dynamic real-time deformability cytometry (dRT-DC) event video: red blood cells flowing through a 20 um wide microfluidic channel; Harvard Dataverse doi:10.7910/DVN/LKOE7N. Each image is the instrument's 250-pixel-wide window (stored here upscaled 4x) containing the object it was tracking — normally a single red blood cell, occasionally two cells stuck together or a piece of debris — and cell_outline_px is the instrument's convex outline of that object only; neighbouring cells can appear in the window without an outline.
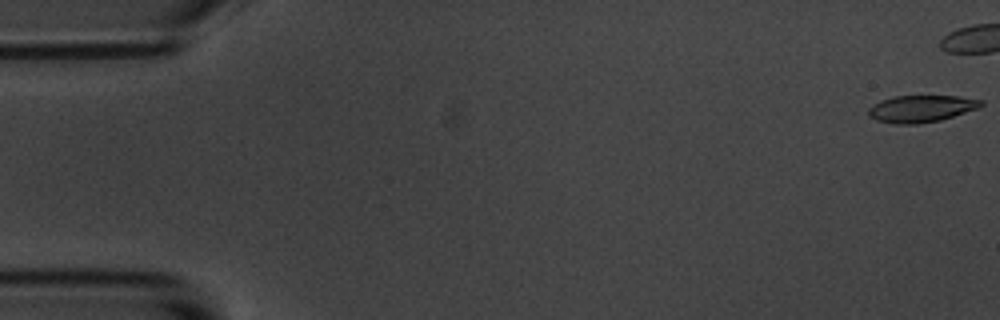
{"species": "common noctule bat (a hibernating species)", "species_latin": "Nyctalus noctula", "temperature_condition": "room temperature", "stored_images_in_passage": 16, "camera_frame_rate_fps": 3000, "um_per_image_px": 0.085, "animal": {"sex": "male", "body_mass_g": 20.1, "forearm_length_mm": 53.5}, "frame": {"image": 1, "passage_image": 1, "time_ms": 0.0, "image_size_px": [1000, 320], "cell_outline_px": [[984, 104], [980, 108], [940, 120], [920, 124], [896, 124], [876, 120], [868, 116], [868, 108], [872, 104], [880, 100], [892, 96], [956, 96], [984, 100]], "centroid_in_image_um": [78.29, 9.23], "position_along_channel_um": 6.7, "area_um2": 17.92}}
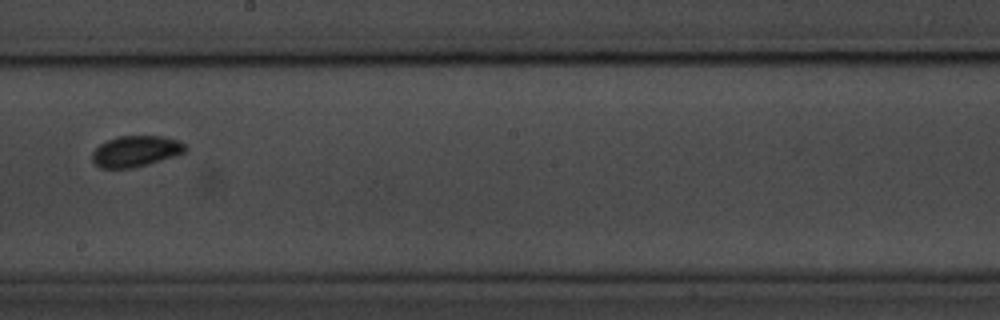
{"frame": {"image": 2, "passage_image": 10, "time_ms": 11.667, "image_size_px": [1000, 320], "cell_outline_px": [[188, 148], [184, 152], [176, 156], [148, 164], [132, 168], [100, 168], [92, 160], [92, 152], [100, 144], [116, 136], [164, 136], [180, 140]], "centroid_in_image_um": [11.56, 12.85], "position_along_channel_um": 236.6, "area_um2": 16.94}}
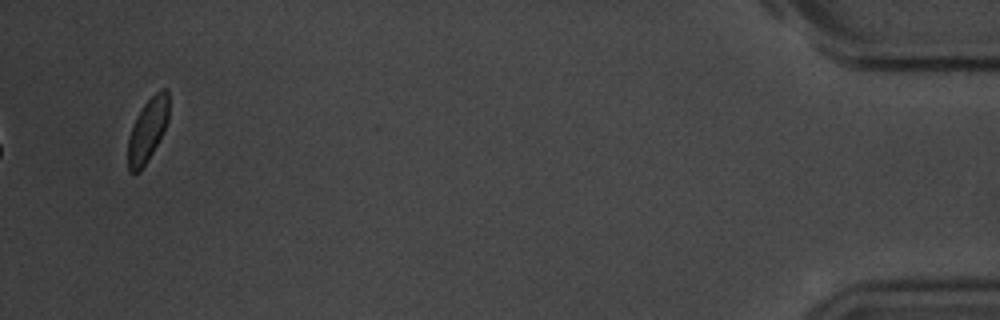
{"frame": {"image": 3, "passage_image": 16, "time_ms": 19.333, "image_size_px": [1000, 320], "cell_outline_px": [[168, 120], [164, 132], [148, 160], [140, 172], [128, 172], [128, 140], [136, 116], [144, 104], [160, 88], [168, 88]], "centroid_in_image_um": [12.56, 11.05], "position_along_channel_um": 422.6, "area_um2": 15.09}, "authors_computed_cell_mechanics": {"area_um2": 17.1377, "velocity_mm_per_s": 3.5019, "shape_relaxation_time_tau1_ms": 1.6934, "shape_relaxation_time_tau2_ms": null, "deformation_change_tau1": 0.0763, "deformation_change_tau2": null}}